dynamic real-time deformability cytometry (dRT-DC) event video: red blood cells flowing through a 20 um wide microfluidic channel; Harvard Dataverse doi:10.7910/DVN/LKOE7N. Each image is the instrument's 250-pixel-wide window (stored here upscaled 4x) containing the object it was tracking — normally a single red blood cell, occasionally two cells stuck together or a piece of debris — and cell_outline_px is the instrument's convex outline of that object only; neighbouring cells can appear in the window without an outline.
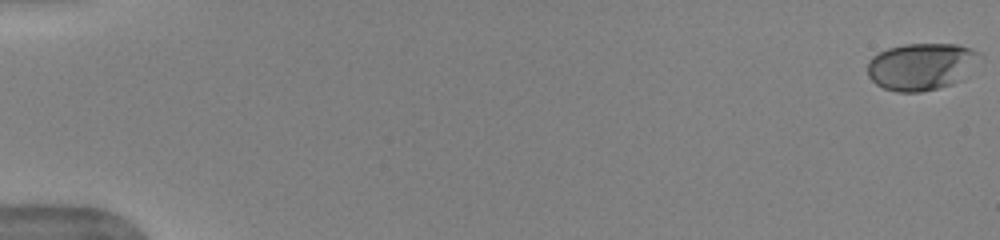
{"species": "human", "species_latin": "Homo sapiens", "temperature_condition": "warm", "stored_images_in_passage": 53, "camera_frame_rate_fps": 3000, "um_per_image_px": 0.085, "donor": {"sex": "female"}, "frame": {"image": 1, "passage_image": 1, "time_ms": 0.0, "image_size_px": [1000, 240], "cell_outline_px": [[984, 56], [968, 76], [964, 80], [952, 84], [920, 92], [896, 92], [884, 88], [876, 84], [868, 76], [868, 60], [872, 56], [888, 48], [904, 44], [956, 44], [972, 48], [980, 52]], "centroid_in_image_um": [78.38, 5.65], "position_along_channel_um": 6.6, "area_um2": 31.39}}
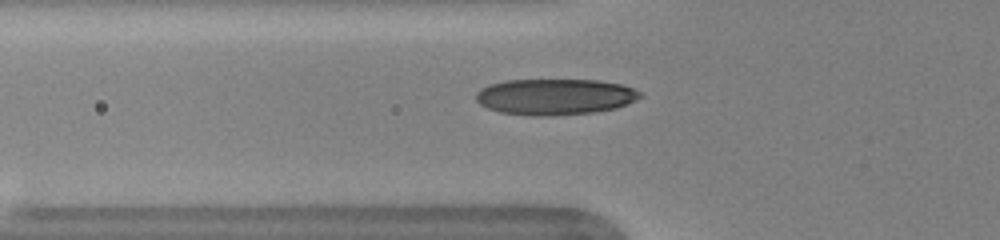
{"frame": {"image": 2, "passage_image": 20, "time_ms": 6.333, "image_size_px": [1000, 240], "cell_outline_px": [[644, 96], [636, 100], [616, 108], [592, 112], [548, 116], [532, 116], [500, 112], [488, 108], [480, 104], [476, 100], [476, 92], [480, 88], [488, 84], [504, 80], [600, 80], [620, 84], [632, 88], [640, 92]], "centroid_in_image_um": [47.15, 8.22], "position_along_channel_um": 78.7, "area_um2": 34.62}}
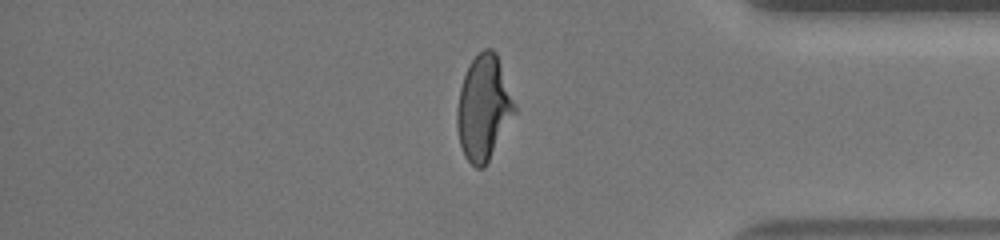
{"frame": {"image": 3, "passage_image": 45, "time_ms": 14.667, "image_size_px": [1000, 240], "cell_outline_px": [[516, 112], [484, 168], [476, 168], [464, 156], [460, 144], [456, 124], [456, 112], [460, 88], [468, 64], [484, 48], [492, 48], [496, 52], [516, 104]], "centroid_in_image_um": [41.1, 9.16], "position_along_channel_um": 394.1, "area_um2": 35.08}, "authors_computed_cell_mechanics": {"area_um2": 34.0442, "velocity_mm_per_s": 3.9739, "shape_relaxation_time_tau1_ms": 4.0204, "shape_relaxation_time_tau2_ms": null, "deformation_change_tau1": 0.1947, "deformation_change_tau2": null}}